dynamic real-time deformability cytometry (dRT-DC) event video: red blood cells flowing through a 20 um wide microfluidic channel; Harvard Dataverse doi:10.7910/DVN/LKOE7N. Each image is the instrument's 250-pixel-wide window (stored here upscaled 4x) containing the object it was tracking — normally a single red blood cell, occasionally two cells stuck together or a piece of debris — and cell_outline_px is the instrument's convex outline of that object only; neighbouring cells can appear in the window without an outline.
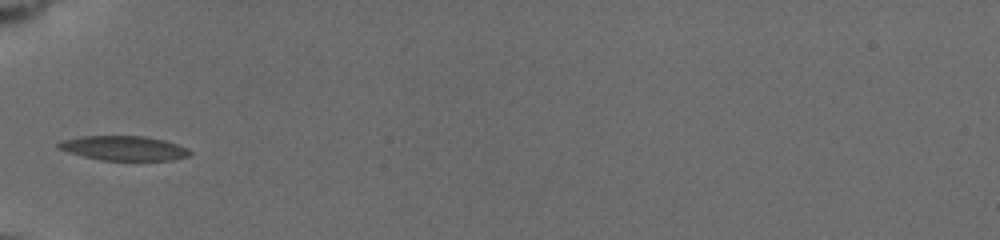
{"species": "common noctule bat (a hibernating species)", "species_latin": "Nyctalus noctula", "temperature_condition": "cold", "stored_images_in_passage": 7, "camera_frame_rate_fps": 3000, "um_per_image_px": 0.085, "animal": {"sex": "female", "body_mass_g": 19.5, "forearm_length_mm": 54.1}, "frame": {"image": 1, "passage_image": 6, "time_ms": 5.0, "image_size_px": [1000, 240], "cell_outline_px": [[192, 152], [188, 156], [172, 160], [100, 160], [68, 152], [56, 148], [56, 144], [64, 140], [84, 136], [144, 136], [164, 140], [188, 148]], "centroid_in_image_um": [10.53, 12.59], "position_along_channel_um": 74.5, "area_um2": 18.67}}